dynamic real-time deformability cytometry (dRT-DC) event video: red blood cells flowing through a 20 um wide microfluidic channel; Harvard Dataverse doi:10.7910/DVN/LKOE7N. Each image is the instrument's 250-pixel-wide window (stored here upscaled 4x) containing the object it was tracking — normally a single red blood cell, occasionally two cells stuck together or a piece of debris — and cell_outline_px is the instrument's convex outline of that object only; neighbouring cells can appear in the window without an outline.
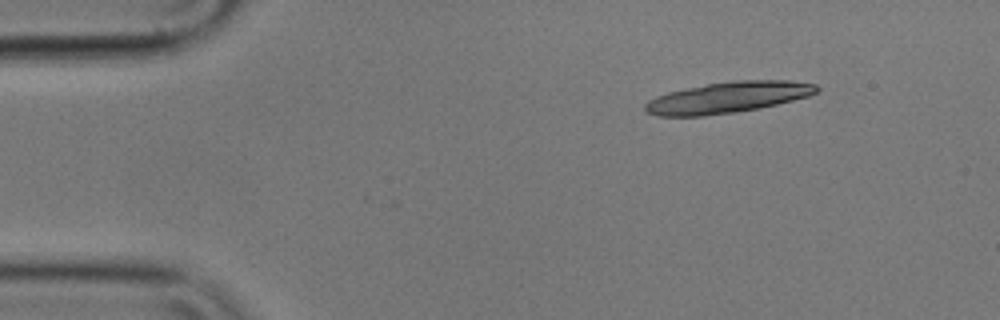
{"species": "common noctule bat (a hibernating species)", "species_latin": "Nyctalus noctula", "temperature_condition": "cold", "stored_images_in_passage": 2, "camera_frame_rate_fps": 3000, "um_per_image_px": 0.085, "animal": {"sex": "male", "body_mass_g": 17.9}, "frame": {"image": 1, "passage_image": 2, "time_ms": 0.333, "image_size_px": [1000, 320], "cell_outline_px": [[820, 88], [816, 92], [808, 96], [760, 108], [736, 112], [704, 116], [660, 116], [644, 112], [644, 104], [648, 100], [656, 96], [668, 92], [708, 84], [736, 80], [792, 80], [816, 84]], "centroid_in_image_um": [61.85, 8.28], "position_along_channel_um": 23.1, "area_um2": 31.04}}